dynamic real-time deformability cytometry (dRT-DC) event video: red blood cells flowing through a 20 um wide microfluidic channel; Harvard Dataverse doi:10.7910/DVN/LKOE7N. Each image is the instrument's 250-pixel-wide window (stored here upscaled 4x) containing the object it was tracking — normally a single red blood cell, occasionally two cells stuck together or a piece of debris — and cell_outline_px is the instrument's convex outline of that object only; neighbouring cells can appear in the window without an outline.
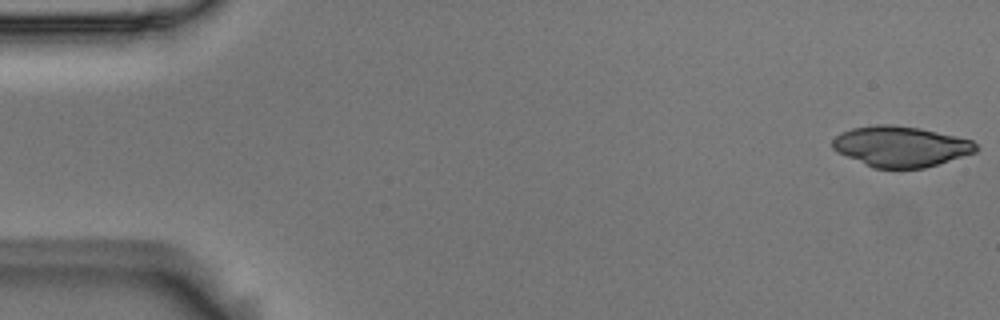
{"species": "Egyptian fruit bat (a non-hibernating species)", "species_latin": "Rousettus aegyptiacus", "temperature_condition": "room temperature", "stored_images_in_passage": 53, "camera_frame_rate_fps": 3000, "um_per_image_px": 0.085, "animal": {"sex": "male"}, "frame": {"image": 1, "passage_image": 1, "time_ms": 0.0, "image_size_px": [1000, 320], "cell_outline_px": [[980, 148], [976, 152], [924, 168], [872, 168], [836, 152], [832, 148], [832, 140], [840, 132], [852, 128], [876, 124], [892, 124], [920, 128], [972, 140]], "centroid_in_image_um": [76.53, 12.44], "position_along_channel_um": 8.5, "area_um2": 34.04}}